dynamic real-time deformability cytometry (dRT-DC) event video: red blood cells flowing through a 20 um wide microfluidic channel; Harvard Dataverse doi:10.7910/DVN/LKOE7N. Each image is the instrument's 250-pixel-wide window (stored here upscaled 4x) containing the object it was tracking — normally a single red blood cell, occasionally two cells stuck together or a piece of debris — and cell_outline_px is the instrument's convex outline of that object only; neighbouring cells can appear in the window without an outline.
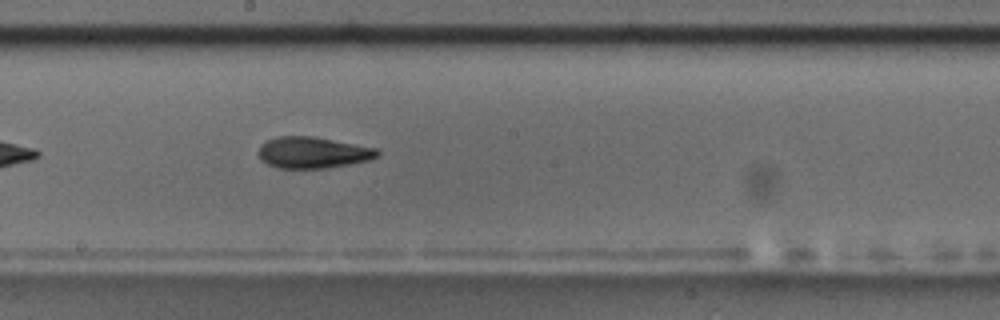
{"species": "common noctule bat (a hibernating species)", "species_latin": "Nyctalus noctula", "temperature_condition": "room temperature", "stored_images_in_passage": 37, "camera_frame_rate_fps": 3000, "um_per_image_px": 0.085, "animal": {"sex": "male", "body_mass_g": 17.5, "forearm_length_mm": 52.3}, "frame": {"image": 1, "passage_image": 16, "time_ms": 5.0, "image_size_px": [1000, 320], "cell_outline_px": [[380, 156], [368, 160], [328, 168], [280, 168], [268, 164], [260, 160], [256, 152], [260, 144], [276, 136], [312, 136], [376, 148], [380, 152]], "centroid_in_image_um": [26.54, 12.96], "position_along_channel_um": 221.7, "area_um2": 21.79}, "authors_computed_cell_mechanics": {"area_um2": 21.4438, "velocity_mm_per_s": 3.6302, "shape_relaxation_time_tau1_ms": 9.3694, "shape_relaxation_time_tau2_ms": 3.4365, "deformation_change_tau1": 0.2258, "deformation_change_tau2": 0.1144}}